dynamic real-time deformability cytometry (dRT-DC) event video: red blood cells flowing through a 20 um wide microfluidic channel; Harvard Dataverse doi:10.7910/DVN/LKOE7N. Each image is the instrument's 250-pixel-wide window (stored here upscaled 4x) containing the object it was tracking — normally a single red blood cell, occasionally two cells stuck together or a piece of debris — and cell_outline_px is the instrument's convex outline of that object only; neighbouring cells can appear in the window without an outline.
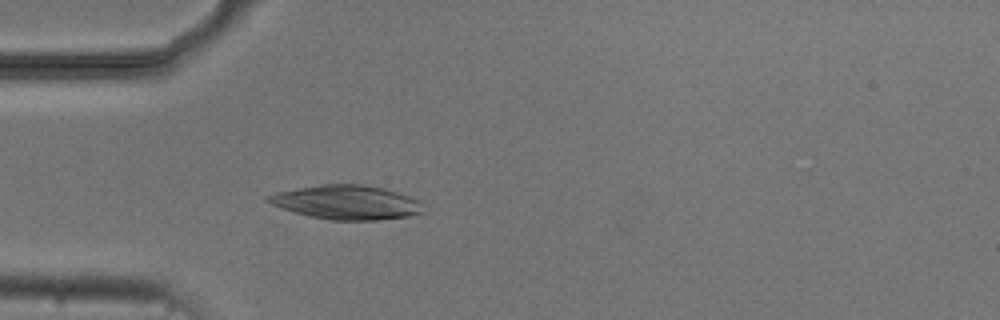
{"species": "common noctule bat (a hibernating species)", "species_latin": "Nyctalus noctula", "temperature_condition": "cold", "stored_images_in_passage": 4, "camera_frame_rate_fps": 3000, "um_per_image_px": 0.085, "animal": {"sex": "male", "body_mass_g": 20.5, "forearm_length_mm": 52.5}, "frame": {"image": 1, "passage_image": 4, "time_ms": 3.667, "image_size_px": [1000, 320], "cell_outline_px": [[428, 212], [408, 216], [380, 220], [332, 220], [312, 216], [296, 212], [272, 204], [264, 200], [264, 196], [276, 192], [320, 184], [364, 184], [384, 188], [408, 196], [424, 204]], "centroid_in_image_um": [29.51, 17.19], "position_along_channel_um": 55.5, "area_um2": 30.92}}